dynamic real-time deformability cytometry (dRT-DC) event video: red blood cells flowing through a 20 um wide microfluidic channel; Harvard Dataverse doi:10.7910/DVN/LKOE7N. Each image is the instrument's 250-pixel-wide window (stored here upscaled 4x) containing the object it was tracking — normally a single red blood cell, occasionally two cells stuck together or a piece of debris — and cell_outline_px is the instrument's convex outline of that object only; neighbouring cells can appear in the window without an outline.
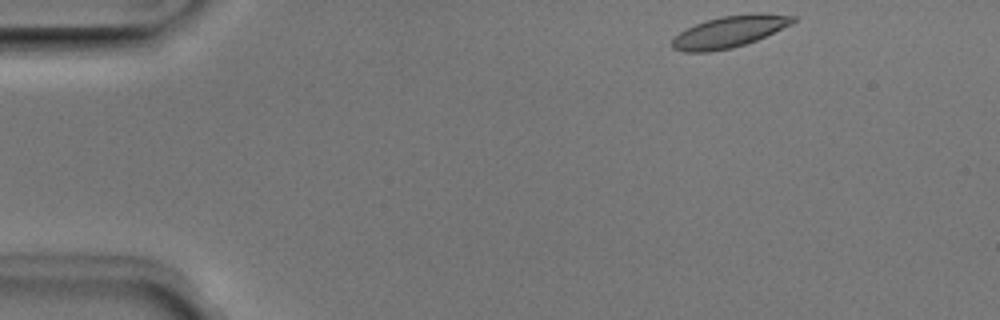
{"species": "Egyptian fruit bat (a non-hibernating species)", "species_latin": "Rousettus aegyptiacus", "temperature_condition": "room temperature", "stored_images_in_passage": 45, "camera_frame_rate_fps": 3000, "um_per_image_px": 0.085, "animal": {"sex": "male"}, "frame": {"image": 1, "passage_image": 1, "time_ms": 0.0, "image_size_px": [1000, 320], "cell_outline_px": [[796, 20], [792, 24], [756, 40], [732, 48], [708, 52], [684, 52], [672, 48], [672, 40], [680, 32], [696, 24], [708, 20], [724, 16], [752, 12], [760, 12], [796, 16]], "centroid_in_image_um": [62.03, 2.68], "position_along_channel_um": 23.0, "area_um2": 22.14}}
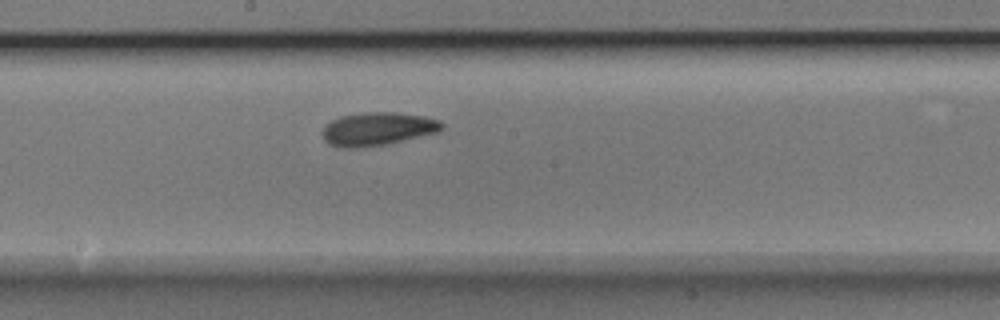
{"frame": {"image": 2, "passage_image": 22, "time_ms": 7.0, "image_size_px": [1000, 320], "cell_outline_px": [[444, 128], [440, 132], [384, 144], [352, 148], [328, 144], [324, 140], [324, 128], [332, 120], [340, 116], [364, 112], [396, 112], [424, 116], [440, 120], [444, 124]], "centroid_in_image_um": [32.16, 10.93], "position_along_channel_um": 216.0, "area_um2": 22.89}}
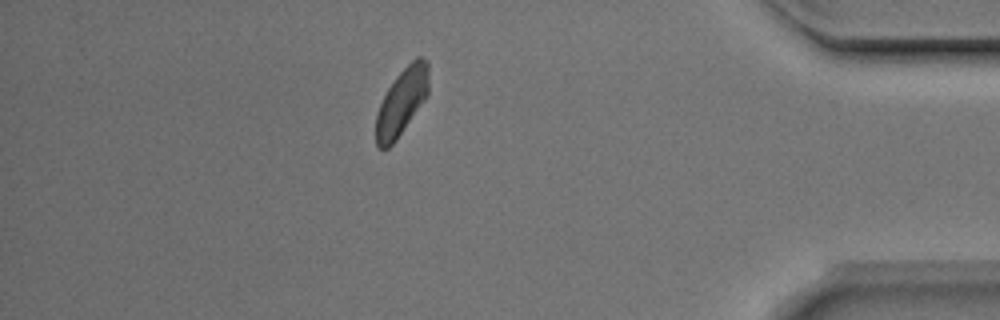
{"frame": {"image": 3, "passage_image": 39, "time_ms": 12.667, "image_size_px": [1000, 320], "cell_outline_px": [[428, 96], [396, 140], [388, 148], [376, 148], [376, 112], [388, 88], [396, 76], [416, 56], [420, 56], [428, 60]], "centroid_in_image_um": [34.15, 8.65], "position_along_channel_um": 401.0, "area_um2": 20.52}, "authors_computed_cell_mechanics": {"area_um2": 21.7906, "velocity_mm_per_s": 3.9405, "shape_relaxation_time_tau1_ms": 2.5542, "shape_relaxation_time_tau2_ms": 3.9613, "deformation_change_tau1": 0.0783, "deformation_change_tau2": 0.0844}}